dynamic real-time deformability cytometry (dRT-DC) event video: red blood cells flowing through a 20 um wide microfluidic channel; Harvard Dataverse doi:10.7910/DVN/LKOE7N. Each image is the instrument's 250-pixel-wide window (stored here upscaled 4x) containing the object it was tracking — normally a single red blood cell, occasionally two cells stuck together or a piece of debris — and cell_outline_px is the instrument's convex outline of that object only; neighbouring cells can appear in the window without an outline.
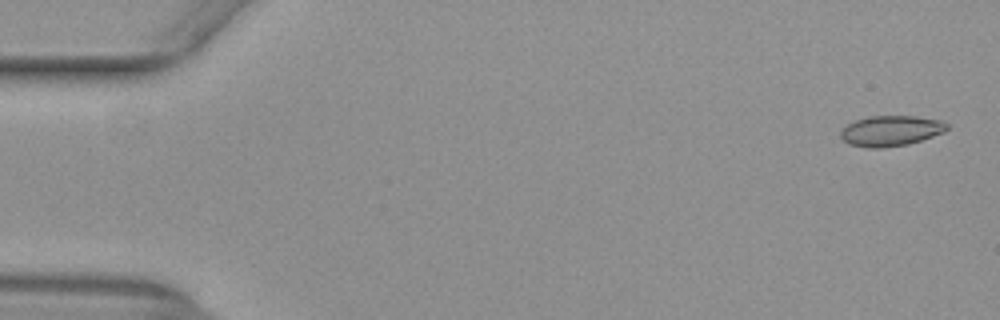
{"species": "common noctule bat (a hibernating species)", "species_latin": "Nyctalus noctula", "temperature_condition": "warm", "stored_images_in_passage": 52, "camera_frame_rate_fps": 3000, "um_per_image_px": 0.085, "animal": {"sex": "female", "body_mass_g": 29.2, "forearm_length_mm": 56.3}, "frame": {"image": 1, "passage_image": 2, "time_ms": 0.333, "image_size_px": [1000, 320], "cell_outline_px": [[948, 128], [944, 132], [908, 144], [884, 148], [868, 148], [848, 144], [840, 136], [840, 128], [856, 120], [868, 116], [916, 116], [944, 120], [948, 124]], "centroid_in_image_um": [75.71, 11.11], "position_along_channel_um": 9.3, "area_um2": 19.07}}
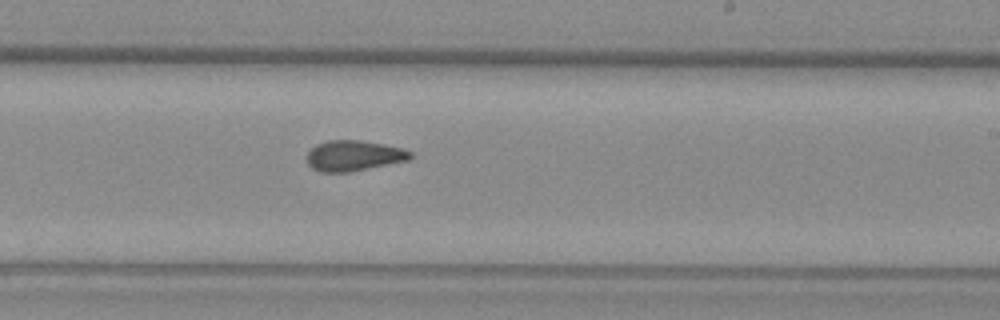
{"frame": {"image": 2, "passage_image": 32, "time_ms": 10.333, "image_size_px": [1000, 320], "cell_outline_px": [[412, 156], [408, 160], [348, 172], [320, 172], [312, 168], [308, 164], [308, 152], [316, 144], [328, 140], [360, 140], [384, 144], [404, 148], [412, 152]], "centroid_in_image_um": [30.07, 13.22], "position_along_channel_um": 258.9, "area_um2": 18.32}}
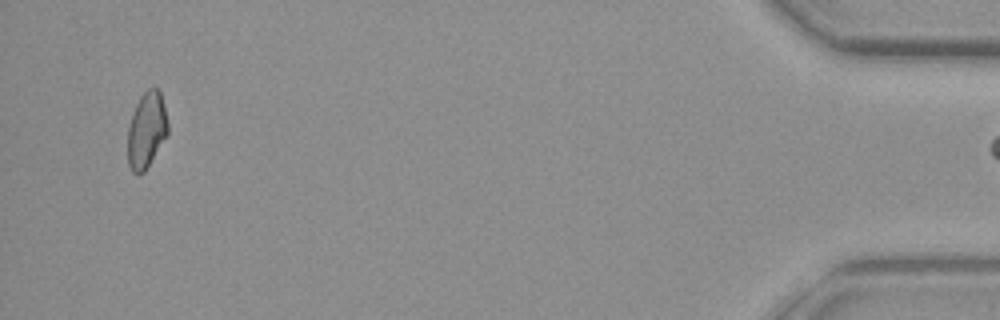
{"frame": {"image": 3, "passage_image": 51, "time_ms": 16.667, "image_size_px": [1000, 320], "cell_outline_px": [[168, 132], [144, 172], [132, 172], [128, 164], [128, 128], [136, 104], [140, 96], [148, 88], [156, 88], [160, 92], [168, 124]], "centroid_in_image_um": [12.44, 11.04], "position_along_channel_um": 422.8, "area_um2": 17.28}}